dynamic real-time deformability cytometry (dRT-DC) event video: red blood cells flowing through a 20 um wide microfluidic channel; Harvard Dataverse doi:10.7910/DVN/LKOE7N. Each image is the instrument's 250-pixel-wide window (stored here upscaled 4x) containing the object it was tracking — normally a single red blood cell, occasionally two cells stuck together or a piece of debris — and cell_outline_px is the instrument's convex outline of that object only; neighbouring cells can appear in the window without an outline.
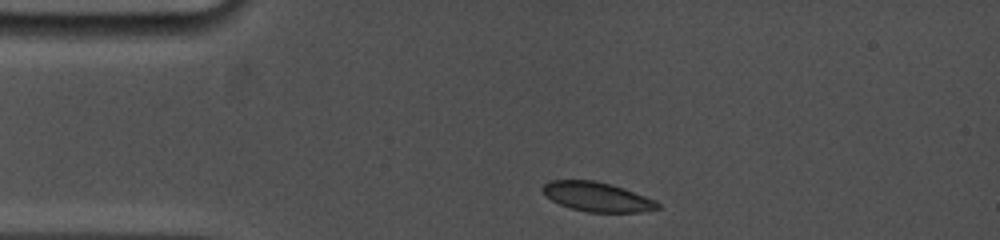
{"species": "common noctule bat (a hibernating species)", "species_latin": "Nyctalus noctula", "temperature_condition": "cold", "stored_images_in_passage": 35, "camera_frame_rate_fps": 5000, "um_per_image_px": 0.085, "animal": {"sex": "female", "body_mass_g": 19.0, "forearm_length_mm": 53.3}, "frame": {"image": 1, "passage_image": 1, "time_ms": 0.0, "image_size_px": [1000, 240], "cell_outline_px": [[660, 208], [640, 212], [588, 212], [572, 208], [560, 204], [552, 200], [540, 188], [544, 184], [552, 180], [592, 180], [612, 184], [624, 188], [656, 200], [660, 204]], "centroid_in_image_um": [50.78, 16.72], "position_along_channel_um": 34.2, "area_um2": 19.59}}
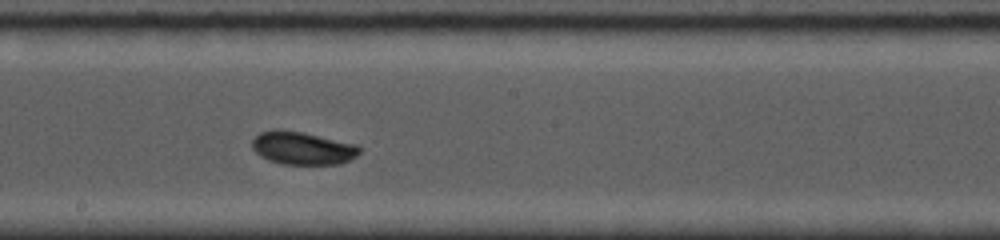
{"frame": {"image": 2, "passage_image": 20, "time_ms": 6.0, "image_size_px": [1000, 240], "cell_outline_px": [[364, 148], [356, 156], [340, 164], [280, 164], [268, 160], [260, 156], [252, 148], [252, 140], [260, 132], [272, 128], [280, 128], [304, 132], [356, 144]], "centroid_in_image_um": [25.7, 12.57], "position_along_channel_um": 222.5, "area_um2": 20.98}}
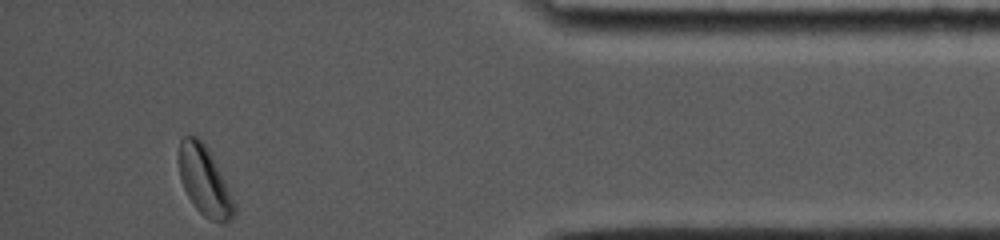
{"frame": {"image": 3, "passage_image": 35, "time_ms": 12.0, "image_size_px": [1000, 240], "cell_outline_px": [[236, 212], [232, 220], [224, 224], [220, 224], [204, 216], [192, 204], [180, 180], [180, 136], [196, 136], [208, 148], [236, 204]], "centroid_in_image_um": [17.41, 15.44], "position_along_channel_um": 417.8, "area_um2": 22.2}, "authors_computed_cell_mechanics": {"area_um2": 20.519, "velocity_mm_per_s": 3.7315, "shape_relaxation_time_tau1_ms": 3.8844, "shape_relaxation_time_tau2_ms": null, "deformation_change_tau1": 0.1016, "deformation_change_tau2": null}}